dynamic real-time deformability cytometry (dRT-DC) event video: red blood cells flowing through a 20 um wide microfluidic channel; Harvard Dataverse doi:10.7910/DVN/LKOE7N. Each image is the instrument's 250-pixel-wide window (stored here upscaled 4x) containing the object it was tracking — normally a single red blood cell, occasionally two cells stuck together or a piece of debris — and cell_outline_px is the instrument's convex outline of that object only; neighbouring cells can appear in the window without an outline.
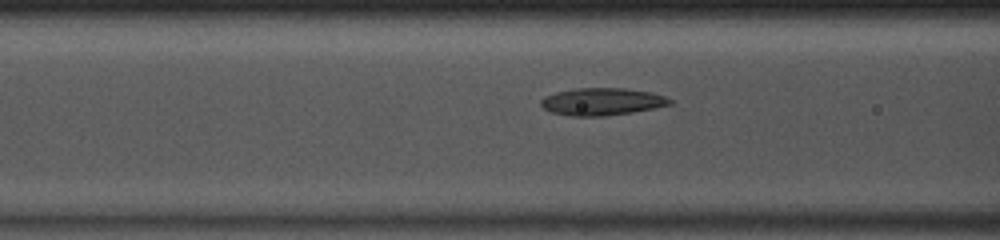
{"species": "common noctule bat (a hibernating species)", "species_latin": "Nyctalus noctula", "temperature_condition": "room temperature", "stored_images_in_passage": 34, "camera_frame_rate_fps": 3000, "um_per_image_px": 0.085, "animal": {"sex": "male", "body_mass_g": 13.0, "forearm_length_mm": 53.1}, "frame": {"image": 1, "passage_image": 4, "time_ms": 1.0, "image_size_px": [1000, 240], "cell_outline_px": [[672, 104], [632, 112], [604, 116], [568, 116], [552, 112], [544, 108], [540, 104], [540, 100], [544, 96], [556, 92], [576, 88], [624, 88], [652, 92], [664, 96], [672, 100]], "centroid_in_image_um": [51.14, 8.63], "position_along_channel_um": 115.5, "area_um2": 20.52}}
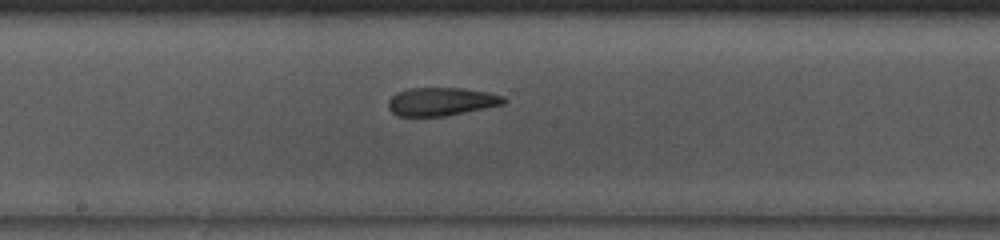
{"frame": {"image": 2, "passage_image": 11, "time_ms": 3.333, "image_size_px": [1000, 240], "cell_outline_px": [[508, 100], [504, 104], [444, 116], [400, 116], [392, 112], [388, 108], [388, 100], [396, 92], [408, 88], [464, 88], [488, 92], [504, 96]], "centroid_in_image_um": [37.51, 8.62], "position_along_channel_um": 210.7, "area_um2": 19.02}}
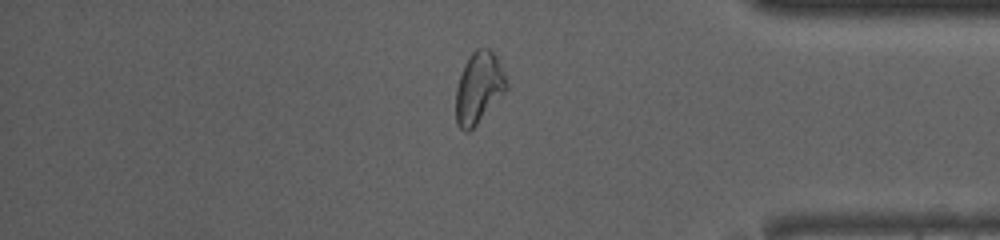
{"frame": {"image": 3, "passage_image": 26, "time_ms": 8.333, "image_size_px": [1000, 240], "cell_outline_px": [[508, 88], [476, 124], [468, 132], [464, 132], [456, 124], [456, 88], [464, 64], [472, 52], [476, 48], [488, 48], [496, 56], [504, 72], [508, 84]], "centroid_in_image_um": [40.68, 7.45], "position_along_channel_um": 394.5, "area_um2": 20.81}, "authors_computed_cell_mechanics": {"area_um2": 19.9988, "velocity_mm_per_s": 4.061, "shape_relaxation_time_tau1_ms": null, "shape_relaxation_time_tau2_ms": 2.0689, "deformation_change_tau1": null, "deformation_change_tau2": 0.0948}}